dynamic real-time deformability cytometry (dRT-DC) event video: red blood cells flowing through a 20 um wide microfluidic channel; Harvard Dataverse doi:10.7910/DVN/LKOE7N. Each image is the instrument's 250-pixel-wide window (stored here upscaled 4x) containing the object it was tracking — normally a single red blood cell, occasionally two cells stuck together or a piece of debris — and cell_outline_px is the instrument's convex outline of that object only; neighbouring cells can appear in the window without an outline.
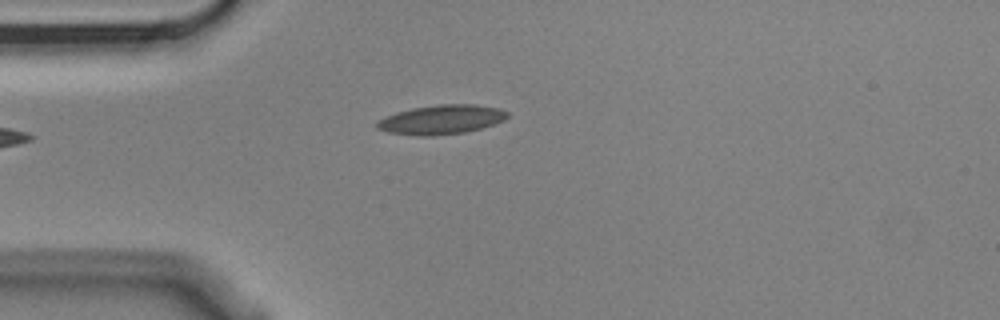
{"species": "Egyptian fruit bat (a non-hibernating species)", "species_latin": "Rousettus aegyptiacus", "temperature_condition": "cold", "stored_images_in_passage": 4, "camera_frame_rate_fps": 3000, "um_per_image_px": 0.085, "animal": {"sex": "male"}, "frame": {"image": 1, "passage_image": 4, "time_ms": 1.0, "image_size_px": [1000, 320], "cell_outline_px": [[508, 116], [504, 120], [480, 128], [464, 132], [432, 136], [416, 136], [388, 132], [376, 128], [376, 120], [396, 112], [412, 108], [440, 104], [476, 104], [496, 108], [508, 112]], "centroid_in_image_um": [37.46, 10.16], "position_along_channel_um": 47.5, "area_um2": 22.2}}